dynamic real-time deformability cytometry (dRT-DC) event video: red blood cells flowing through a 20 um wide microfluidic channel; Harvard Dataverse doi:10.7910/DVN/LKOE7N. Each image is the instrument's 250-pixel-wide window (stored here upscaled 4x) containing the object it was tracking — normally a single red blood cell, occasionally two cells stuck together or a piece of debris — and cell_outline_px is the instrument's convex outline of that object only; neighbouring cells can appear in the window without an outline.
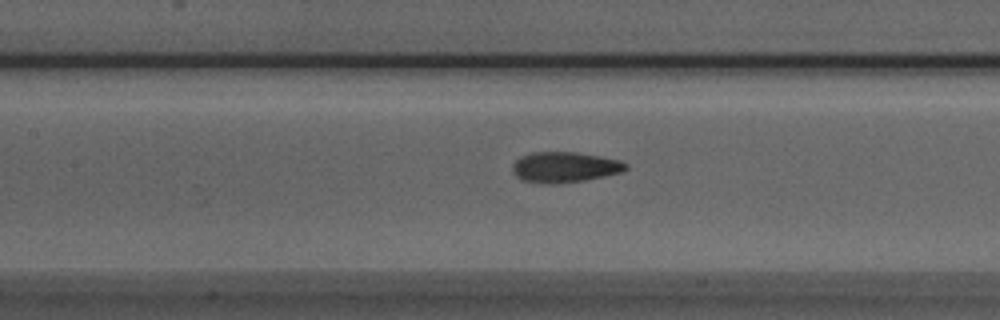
{"species": "Egyptian fruit bat (a non-hibernating species)", "species_latin": "Rousettus aegyptiacus", "temperature_condition": "room temperature", "stored_images_in_passage": 33, "camera_frame_rate_fps": 3000, "um_per_image_px": 0.085, "animal": {"sex": "male"}, "frame": {"image": 1, "passage_image": 12, "time_ms": 3.667, "image_size_px": [1000, 320], "cell_outline_px": [[628, 168], [624, 172], [584, 180], [556, 184], [544, 184], [520, 180], [512, 172], [512, 164], [520, 156], [532, 152], [576, 152], [600, 156], [620, 160], [628, 164]], "centroid_in_image_um": [47.98, 14.21], "position_along_channel_um": 159.4, "area_um2": 20.46}}
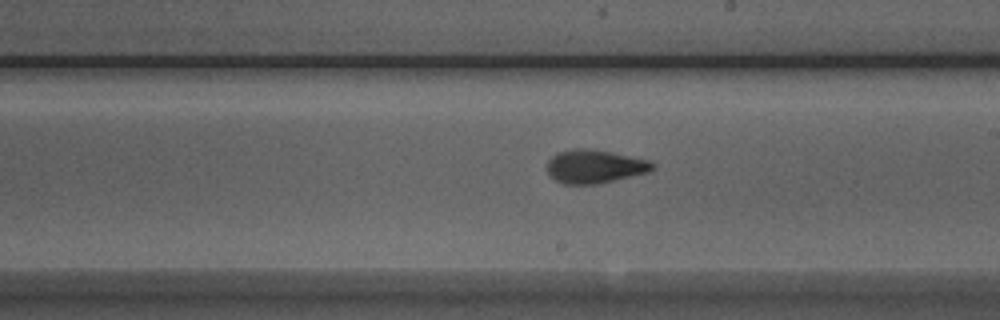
{"frame": {"image": 2, "passage_image": 18, "time_ms": 5.667, "image_size_px": [1000, 320], "cell_outline_px": [[656, 168], [648, 172], [596, 184], [564, 184], [556, 180], [548, 172], [548, 160], [556, 152], [576, 148], [592, 148], [612, 152], [648, 160], [656, 164]], "centroid_in_image_um": [50.56, 14.13], "position_along_channel_um": 238.4, "area_um2": 20.52}}
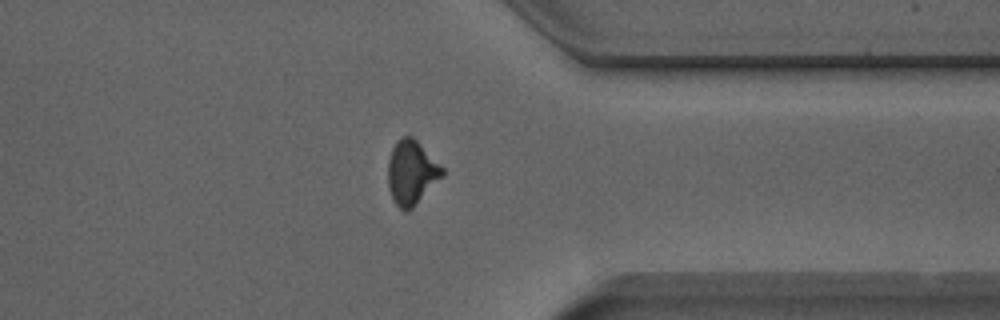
{"frame": {"image": 3, "passage_image": 29, "time_ms": 9.333, "image_size_px": [1000, 320], "cell_outline_px": [[444, 176], [412, 208], [404, 212], [396, 204], [388, 188], [388, 160], [392, 148], [404, 136], [412, 136], [444, 168]], "centroid_in_image_um": [34.99, 14.68], "position_along_channel_um": 376.4, "area_um2": 20.11}}